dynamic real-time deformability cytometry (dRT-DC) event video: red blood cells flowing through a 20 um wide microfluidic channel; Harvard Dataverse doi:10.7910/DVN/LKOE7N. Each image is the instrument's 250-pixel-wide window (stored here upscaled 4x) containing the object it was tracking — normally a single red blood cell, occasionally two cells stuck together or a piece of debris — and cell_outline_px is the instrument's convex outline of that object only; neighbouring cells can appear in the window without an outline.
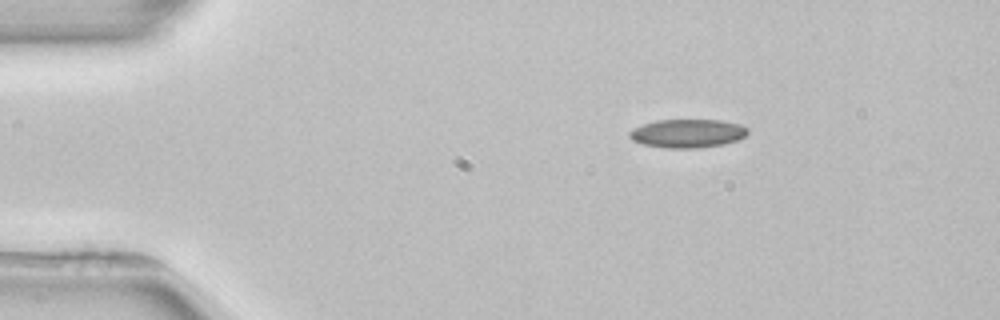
{"species": "common noctule bat (a hibernating species)", "species_latin": "Nyctalus noctula", "temperature_condition": "room temperature", "stored_images_in_passage": 2, "camera_frame_rate_fps": 3000, "um_per_image_px": 0.085, "animal": {"sex": "female", "body_mass_g": 22.7, "forearm_length_mm": 54.2}, "frame": {"image": 1, "passage_image": 1, "time_ms": 0.0, "image_size_px": [1000, 320], "cell_outline_px": [[748, 132], [744, 136], [736, 140], [724, 144], [696, 148], [664, 148], [644, 144], [632, 140], [628, 136], [628, 132], [632, 128], [656, 120], [720, 120], [740, 124], [748, 128]], "centroid_in_image_um": [58.41, 11.33], "position_along_channel_um": 26.6, "area_um2": 19.65}}
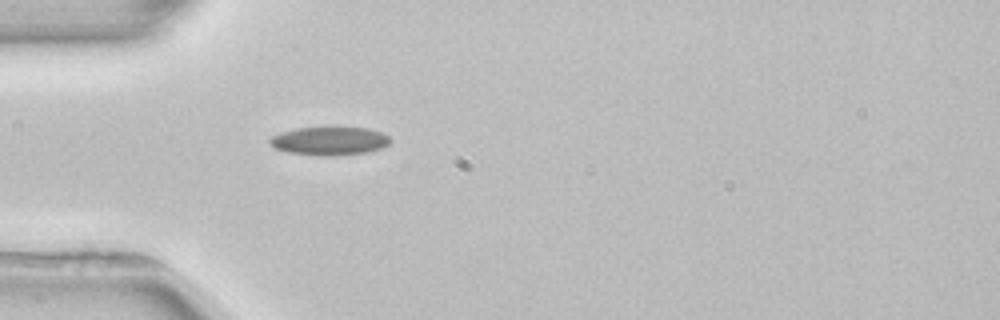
{"frame": {"image": 2, "passage_image": 2, "time_ms": 2.333, "image_size_px": [1000, 320], "cell_outline_px": [[392, 140], [388, 144], [380, 148], [368, 152], [332, 156], [316, 156], [288, 152], [276, 148], [268, 140], [272, 136], [280, 132], [296, 128], [368, 128], [380, 132], [388, 136]], "centroid_in_image_um": [28.0, 11.99], "position_along_channel_um": 57.0, "area_um2": 19.77}}